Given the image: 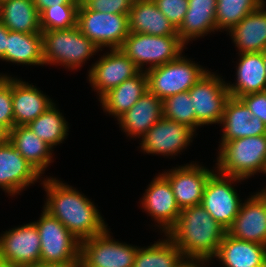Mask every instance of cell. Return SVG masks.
Instances as JSON below:
<instances>
[{
	"label": "cell",
	"instance_id": "1",
	"mask_svg": "<svg viewBox=\"0 0 266 267\" xmlns=\"http://www.w3.org/2000/svg\"><path fill=\"white\" fill-rule=\"evenodd\" d=\"M47 193L44 209L57 218L77 239H90L107 229L99 210L87 197L56 178L43 179Z\"/></svg>",
	"mask_w": 266,
	"mask_h": 267
},
{
	"label": "cell",
	"instance_id": "2",
	"mask_svg": "<svg viewBox=\"0 0 266 267\" xmlns=\"http://www.w3.org/2000/svg\"><path fill=\"white\" fill-rule=\"evenodd\" d=\"M227 229L216 222L202 205L181 210L167 236L182 252L185 259L215 258Z\"/></svg>",
	"mask_w": 266,
	"mask_h": 267
},
{
	"label": "cell",
	"instance_id": "3",
	"mask_svg": "<svg viewBox=\"0 0 266 267\" xmlns=\"http://www.w3.org/2000/svg\"><path fill=\"white\" fill-rule=\"evenodd\" d=\"M216 168L219 173L247 179L266 172V135L221 142Z\"/></svg>",
	"mask_w": 266,
	"mask_h": 267
},
{
	"label": "cell",
	"instance_id": "4",
	"mask_svg": "<svg viewBox=\"0 0 266 267\" xmlns=\"http://www.w3.org/2000/svg\"><path fill=\"white\" fill-rule=\"evenodd\" d=\"M44 64L56 63L76 70L100 49L75 26L41 32Z\"/></svg>",
	"mask_w": 266,
	"mask_h": 267
},
{
	"label": "cell",
	"instance_id": "5",
	"mask_svg": "<svg viewBox=\"0 0 266 267\" xmlns=\"http://www.w3.org/2000/svg\"><path fill=\"white\" fill-rule=\"evenodd\" d=\"M185 43L178 35L156 36L143 33H132L123 42L120 49L143 71L164 65L182 54Z\"/></svg>",
	"mask_w": 266,
	"mask_h": 267
},
{
	"label": "cell",
	"instance_id": "6",
	"mask_svg": "<svg viewBox=\"0 0 266 267\" xmlns=\"http://www.w3.org/2000/svg\"><path fill=\"white\" fill-rule=\"evenodd\" d=\"M182 54L164 65L148 69V91L162 101L167 97L189 91L209 71Z\"/></svg>",
	"mask_w": 266,
	"mask_h": 267
},
{
	"label": "cell",
	"instance_id": "7",
	"mask_svg": "<svg viewBox=\"0 0 266 267\" xmlns=\"http://www.w3.org/2000/svg\"><path fill=\"white\" fill-rule=\"evenodd\" d=\"M33 223L40 237V263L79 264L80 241L57 218L43 208Z\"/></svg>",
	"mask_w": 266,
	"mask_h": 267
},
{
	"label": "cell",
	"instance_id": "8",
	"mask_svg": "<svg viewBox=\"0 0 266 267\" xmlns=\"http://www.w3.org/2000/svg\"><path fill=\"white\" fill-rule=\"evenodd\" d=\"M77 26L101 51L102 47L120 49L129 35L128 14H111L89 10L81 1Z\"/></svg>",
	"mask_w": 266,
	"mask_h": 267
},
{
	"label": "cell",
	"instance_id": "9",
	"mask_svg": "<svg viewBox=\"0 0 266 267\" xmlns=\"http://www.w3.org/2000/svg\"><path fill=\"white\" fill-rule=\"evenodd\" d=\"M108 228L80 242L79 267H133L137 246L114 241Z\"/></svg>",
	"mask_w": 266,
	"mask_h": 267
},
{
	"label": "cell",
	"instance_id": "10",
	"mask_svg": "<svg viewBox=\"0 0 266 267\" xmlns=\"http://www.w3.org/2000/svg\"><path fill=\"white\" fill-rule=\"evenodd\" d=\"M195 111V129L198 126L220 123L227 100L230 98L226 82L208 71L188 91Z\"/></svg>",
	"mask_w": 266,
	"mask_h": 267
},
{
	"label": "cell",
	"instance_id": "11",
	"mask_svg": "<svg viewBox=\"0 0 266 267\" xmlns=\"http://www.w3.org/2000/svg\"><path fill=\"white\" fill-rule=\"evenodd\" d=\"M242 180L219 172H213L207 179L201 205L226 229L233 224L242 204L231 183Z\"/></svg>",
	"mask_w": 266,
	"mask_h": 267
},
{
	"label": "cell",
	"instance_id": "12",
	"mask_svg": "<svg viewBox=\"0 0 266 267\" xmlns=\"http://www.w3.org/2000/svg\"><path fill=\"white\" fill-rule=\"evenodd\" d=\"M41 244L36 225L30 222L5 231L0 237V259L18 267L40 263Z\"/></svg>",
	"mask_w": 266,
	"mask_h": 267
},
{
	"label": "cell",
	"instance_id": "13",
	"mask_svg": "<svg viewBox=\"0 0 266 267\" xmlns=\"http://www.w3.org/2000/svg\"><path fill=\"white\" fill-rule=\"evenodd\" d=\"M139 72L135 63L121 49H111L110 53L104 54L91 66L88 78L100 99L109 90Z\"/></svg>",
	"mask_w": 266,
	"mask_h": 267
},
{
	"label": "cell",
	"instance_id": "14",
	"mask_svg": "<svg viewBox=\"0 0 266 267\" xmlns=\"http://www.w3.org/2000/svg\"><path fill=\"white\" fill-rule=\"evenodd\" d=\"M194 134L186 125L162 117L143 135L140 145L148 154L173 156L192 142Z\"/></svg>",
	"mask_w": 266,
	"mask_h": 267
},
{
	"label": "cell",
	"instance_id": "15",
	"mask_svg": "<svg viewBox=\"0 0 266 267\" xmlns=\"http://www.w3.org/2000/svg\"><path fill=\"white\" fill-rule=\"evenodd\" d=\"M214 172L199 164H185L165 171L162 175L169 181L180 210L201 205L207 179Z\"/></svg>",
	"mask_w": 266,
	"mask_h": 267
},
{
	"label": "cell",
	"instance_id": "16",
	"mask_svg": "<svg viewBox=\"0 0 266 267\" xmlns=\"http://www.w3.org/2000/svg\"><path fill=\"white\" fill-rule=\"evenodd\" d=\"M40 176L8 139L0 143V188L14 196Z\"/></svg>",
	"mask_w": 266,
	"mask_h": 267
},
{
	"label": "cell",
	"instance_id": "17",
	"mask_svg": "<svg viewBox=\"0 0 266 267\" xmlns=\"http://www.w3.org/2000/svg\"><path fill=\"white\" fill-rule=\"evenodd\" d=\"M227 233L236 239L266 246V198L260 192L241 204Z\"/></svg>",
	"mask_w": 266,
	"mask_h": 267
},
{
	"label": "cell",
	"instance_id": "18",
	"mask_svg": "<svg viewBox=\"0 0 266 267\" xmlns=\"http://www.w3.org/2000/svg\"><path fill=\"white\" fill-rule=\"evenodd\" d=\"M142 198L143 209L159 224L164 234L176 223L180 216L172 187L169 181L159 174L151 181Z\"/></svg>",
	"mask_w": 266,
	"mask_h": 267
},
{
	"label": "cell",
	"instance_id": "19",
	"mask_svg": "<svg viewBox=\"0 0 266 267\" xmlns=\"http://www.w3.org/2000/svg\"><path fill=\"white\" fill-rule=\"evenodd\" d=\"M220 124H223L224 128L222 142L266 135V125L258 117L253 116L240 99L234 97L227 100Z\"/></svg>",
	"mask_w": 266,
	"mask_h": 267
},
{
	"label": "cell",
	"instance_id": "20",
	"mask_svg": "<svg viewBox=\"0 0 266 267\" xmlns=\"http://www.w3.org/2000/svg\"><path fill=\"white\" fill-rule=\"evenodd\" d=\"M36 86L12 77V106L15 126H27L53 105Z\"/></svg>",
	"mask_w": 266,
	"mask_h": 267
},
{
	"label": "cell",
	"instance_id": "21",
	"mask_svg": "<svg viewBox=\"0 0 266 267\" xmlns=\"http://www.w3.org/2000/svg\"><path fill=\"white\" fill-rule=\"evenodd\" d=\"M236 83L226 82L230 97L266 91V69L263 52L239 53Z\"/></svg>",
	"mask_w": 266,
	"mask_h": 267
},
{
	"label": "cell",
	"instance_id": "22",
	"mask_svg": "<svg viewBox=\"0 0 266 267\" xmlns=\"http://www.w3.org/2000/svg\"><path fill=\"white\" fill-rule=\"evenodd\" d=\"M162 117V100L148 91L117 120L127 136L140 138Z\"/></svg>",
	"mask_w": 266,
	"mask_h": 267
},
{
	"label": "cell",
	"instance_id": "23",
	"mask_svg": "<svg viewBox=\"0 0 266 267\" xmlns=\"http://www.w3.org/2000/svg\"><path fill=\"white\" fill-rule=\"evenodd\" d=\"M215 257L224 267H266V246L226 233Z\"/></svg>",
	"mask_w": 266,
	"mask_h": 267
},
{
	"label": "cell",
	"instance_id": "24",
	"mask_svg": "<svg viewBox=\"0 0 266 267\" xmlns=\"http://www.w3.org/2000/svg\"><path fill=\"white\" fill-rule=\"evenodd\" d=\"M129 32L156 36L178 35L175 26L153 0H135L128 13Z\"/></svg>",
	"mask_w": 266,
	"mask_h": 267
},
{
	"label": "cell",
	"instance_id": "25",
	"mask_svg": "<svg viewBox=\"0 0 266 267\" xmlns=\"http://www.w3.org/2000/svg\"><path fill=\"white\" fill-rule=\"evenodd\" d=\"M265 5L263 3L228 31L240 53L264 52L266 50Z\"/></svg>",
	"mask_w": 266,
	"mask_h": 267
},
{
	"label": "cell",
	"instance_id": "26",
	"mask_svg": "<svg viewBox=\"0 0 266 267\" xmlns=\"http://www.w3.org/2000/svg\"><path fill=\"white\" fill-rule=\"evenodd\" d=\"M146 92H148V79L145 70H143L109 90L99 101L105 112L118 119L133 107Z\"/></svg>",
	"mask_w": 266,
	"mask_h": 267
},
{
	"label": "cell",
	"instance_id": "27",
	"mask_svg": "<svg viewBox=\"0 0 266 267\" xmlns=\"http://www.w3.org/2000/svg\"><path fill=\"white\" fill-rule=\"evenodd\" d=\"M216 3L217 0H188L185 18L177 29L178 36L185 44L191 39L207 35L208 32L217 31Z\"/></svg>",
	"mask_w": 266,
	"mask_h": 267
},
{
	"label": "cell",
	"instance_id": "28",
	"mask_svg": "<svg viewBox=\"0 0 266 267\" xmlns=\"http://www.w3.org/2000/svg\"><path fill=\"white\" fill-rule=\"evenodd\" d=\"M7 139L40 175L52 162V148L27 126H15L8 132Z\"/></svg>",
	"mask_w": 266,
	"mask_h": 267
},
{
	"label": "cell",
	"instance_id": "29",
	"mask_svg": "<svg viewBox=\"0 0 266 267\" xmlns=\"http://www.w3.org/2000/svg\"><path fill=\"white\" fill-rule=\"evenodd\" d=\"M2 61L23 65H44L43 37L41 33L9 31L7 48Z\"/></svg>",
	"mask_w": 266,
	"mask_h": 267
},
{
	"label": "cell",
	"instance_id": "30",
	"mask_svg": "<svg viewBox=\"0 0 266 267\" xmlns=\"http://www.w3.org/2000/svg\"><path fill=\"white\" fill-rule=\"evenodd\" d=\"M0 21L9 31L41 33L39 12L33 0H8L1 4Z\"/></svg>",
	"mask_w": 266,
	"mask_h": 267
},
{
	"label": "cell",
	"instance_id": "31",
	"mask_svg": "<svg viewBox=\"0 0 266 267\" xmlns=\"http://www.w3.org/2000/svg\"><path fill=\"white\" fill-rule=\"evenodd\" d=\"M184 259L180 249L166 236L151 246L139 247L133 267H178Z\"/></svg>",
	"mask_w": 266,
	"mask_h": 267
},
{
	"label": "cell",
	"instance_id": "32",
	"mask_svg": "<svg viewBox=\"0 0 266 267\" xmlns=\"http://www.w3.org/2000/svg\"><path fill=\"white\" fill-rule=\"evenodd\" d=\"M68 122L62 113L56 109L55 103L38 118L30 122L27 127L35 135L47 143L52 149L68 136Z\"/></svg>",
	"mask_w": 266,
	"mask_h": 267
},
{
	"label": "cell",
	"instance_id": "33",
	"mask_svg": "<svg viewBox=\"0 0 266 267\" xmlns=\"http://www.w3.org/2000/svg\"><path fill=\"white\" fill-rule=\"evenodd\" d=\"M264 0H217L216 3V29L230 31L244 17L258 9Z\"/></svg>",
	"mask_w": 266,
	"mask_h": 267
},
{
	"label": "cell",
	"instance_id": "34",
	"mask_svg": "<svg viewBox=\"0 0 266 267\" xmlns=\"http://www.w3.org/2000/svg\"><path fill=\"white\" fill-rule=\"evenodd\" d=\"M80 3L58 4L45 8L40 14L42 31L70 29L77 26Z\"/></svg>",
	"mask_w": 266,
	"mask_h": 267
},
{
	"label": "cell",
	"instance_id": "35",
	"mask_svg": "<svg viewBox=\"0 0 266 267\" xmlns=\"http://www.w3.org/2000/svg\"><path fill=\"white\" fill-rule=\"evenodd\" d=\"M189 92H182L167 97L162 101L163 117L186 125L195 133V111Z\"/></svg>",
	"mask_w": 266,
	"mask_h": 267
},
{
	"label": "cell",
	"instance_id": "36",
	"mask_svg": "<svg viewBox=\"0 0 266 267\" xmlns=\"http://www.w3.org/2000/svg\"><path fill=\"white\" fill-rule=\"evenodd\" d=\"M0 126L7 132L14 128L12 77L0 74Z\"/></svg>",
	"mask_w": 266,
	"mask_h": 267
},
{
	"label": "cell",
	"instance_id": "37",
	"mask_svg": "<svg viewBox=\"0 0 266 267\" xmlns=\"http://www.w3.org/2000/svg\"><path fill=\"white\" fill-rule=\"evenodd\" d=\"M157 8L175 26L182 24L188 10V0H153Z\"/></svg>",
	"mask_w": 266,
	"mask_h": 267
},
{
	"label": "cell",
	"instance_id": "38",
	"mask_svg": "<svg viewBox=\"0 0 266 267\" xmlns=\"http://www.w3.org/2000/svg\"><path fill=\"white\" fill-rule=\"evenodd\" d=\"M89 10L111 13L128 14L135 0H80Z\"/></svg>",
	"mask_w": 266,
	"mask_h": 267
},
{
	"label": "cell",
	"instance_id": "39",
	"mask_svg": "<svg viewBox=\"0 0 266 267\" xmlns=\"http://www.w3.org/2000/svg\"><path fill=\"white\" fill-rule=\"evenodd\" d=\"M266 125V91L247 94L239 98Z\"/></svg>",
	"mask_w": 266,
	"mask_h": 267
},
{
	"label": "cell",
	"instance_id": "40",
	"mask_svg": "<svg viewBox=\"0 0 266 267\" xmlns=\"http://www.w3.org/2000/svg\"><path fill=\"white\" fill-rule=\"evenodd\" d=\"M33 2L40 14L45 8L50 6H58V4L67 3H80V0H33Z\"/></svg>",
	"mask_w": 266,
	"mask_h": 267
},
{
	"label": "cell",
	"instance_id": "41",
	"mask_svg": "<svg viewBox=\"0 0 266 267\" xmlns=\"http://www.w3.org/2000/svg\"><path fill=\"white\" fill-rule=\"evenodd\" d=\"M9 29L0 21V59L5 55Z\"/></svg>",
	"mask_w": 266,
	"mask_h": 267
},
{
	"label": "cell",
	"instance_id": "42",
	"mask_svg": "<svg viewBox=\"0 0 266 267\" xmlns=\"http://www.w3.org/2000/svg\"><path fill=\"white\" fill-rule=\"evenodd\" d=\"M209 262L208 260H196V259H184L178 267H204V263ZM202 264V266L200 265Z\"/></svg>",
	"mask_w": 266,
	"mask_h": 267
},
{
	"label": "cell",
	"instance_id": "43",
	"mask_svg": "<svg viewBox=\"0 0 266 267\" xmlns=\"http://www.w3.org/2000/svg\"><path fill=\"white\" fill-rule=\"evenodd\" d=\"M31 267H79V264H54V263H38Z\"/></svg>",
	"mask_w": 266,
	"mask_h": 267
},
{
	"label": "cell",
	"instance_id": "44",
	"mask_svg": "<svg viewBox=\"0 0 266 267\" xmlns=\"http://www.w3.org/2000/svg\"><path fill=\"white\" fill-rule=\"evenodd\" d=\"M7 134L8 132L3 127L0 126V143L7 140Z\"/></svg>",
	"mask_w": 266,
	"mask_h": 267
},
{
	"label": "cell",
	"instance_id": "45",
	"mask_svg": "<svg viewBox=\"0 0 266 267\" xmlns=\"http://www.w3.org/2000/svg\"><path fill=\"white\" fill-rule=\"evenodd\" d=\"M0 267H18V266L10 263L9 261L0 259Z\"/></svg>",
	"mask_w": 266,
	"mask_h": 267
},
{
	"label": "cell",
	"instance_id": "46",
	"mask_svg": "<svg viewBox=\"0 0 266 267\" xmlns=\"http://www.w3.org/2000/svg\"><path fill=\"white\" fill-rule=\"evenodd\" d=\"M265 174H266V172H265ZM260 193L266 198V186H265L264 189H262V190L260 191Z\"/></svg>",
	"mask_w": 266,
	"mask_h": 267
},
{
	"label": "cell",
	"instance_id": "47",
	"mask_svg": "<svg viewBox=\"0 0 266 267\" xmlns=\"http://www.w3.org/2000/svg\"><path fill=\"white\" fill-rule=\"evenodd\" d=\"M263 56H264V63H265V69H266V50L263 52Z\"/></svg>",
	"mask_w": 266,
	"mask_h": 267
},
{
	"label": "cell",
	"instance_id": "48",
	"mask_svg": "<svg viewBox=\"0 0 266 267\" xmlns=\"http://www.w3.org/2000/svg\"><path fill=\"white\" fill-rule=\"evenodd\" d=\"M5 1H8V0H0V4H2V3L5 2Z\"/></svg>",
	"mask_w": 266,
	"mask_h": 267
}]
</instances>
